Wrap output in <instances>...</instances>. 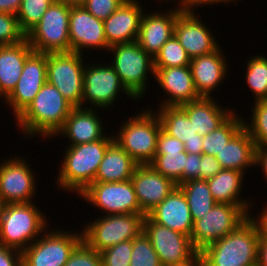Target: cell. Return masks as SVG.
<instances>
[{
  "label": "cell",
  "instance_id": "db71d44e",
  "mask_svg": "<svg viewBox=\"0 0 267 266\" xmlns=\"http://www.w3.org/2000/svg\"><path fill=\"white\" fill-rule=\"evenodd\" d=\"M163 1V0H162ZM166 1H175L179 2L177 3L178 6L184 7V8H189L191 0H166Z\"/></svg>",
  "mask_w": 267,
  "mask_h": 266
},
{
  "label": "cell",
  "instance_id": "d6a6232c",
  "mask_svg": "<svg viewBox=\"0 0 267 266\" xmlns=\"http://www.w3.org/2000/svg\"><path fill=\"white\" fill-rule=\"evenodd\" d=\"M188 201L193 222L208 213L217 203L209 190L207 180L193 179L178 185Z\"/></svg>",
  "mask_w": 267,
  "mask_h": 266
},
{
  "label": "cell",
  "instance_id": "3957f363",
  "mask_svg": "<svg viewBox=\"0 0 267 266\" xmlns=\"http://www.w3.org/2000/svg\"><path fill=\"white\" fill-rule=\"evenodd\" d=\"M114 141L113 134L101 140L79 145H69L64 151V159L57 175V187L65 191L81 194L95 181L99 165L108 146Z\"/></svg>",
  "mask_w": 267,
  "mask_h": 266
},
{
  "label": "cell",
  "instance_id": "4dcf8cb0",
  "mask_svg": "<svg viewBox=\"0 0 267 266\" xmlns=\"http://www.w3.org/2000/svg\"><path fill=\"white\" fill-rule=\"evenodd\" d=\"M139 164L114 140L107 148L94 182H122L131 179Z\"/></svg>",
  "mask_w": 267,
  "mask_h": 266
},
{
  "label": "cell",
  "instance_id": "f907efd6",
  "mask_svg": "<svg viewBox=\"0 0 267 266\" xmlns=\"http://www.w3.org/2000/svg\"><path fill=\"white\" fill-rule=\"evenodd\" d=\"M237 2L236 0H191L190 2V6H189V9L191 10H194L195 11V8H197L198 6H203L204 5H211V4H218V3H230V2ZM239 1V0H238Z\"/></svg>",
  "mask_w": 267,
  "mask_h": 266
},
{
  "label": "cell",
  "instance_id": "d6986e66",
  "mask_svg": "<svg viewBox=\"0 0 267 266\" xmlns=\"http://www.w3.org/2000/svg\"><path fill=\"white\" fill-rule=\"evenodd\" d=\"M172 10L164 12L144 11L141 21L137 42L152 58L160 51L162 46L174 35V25L178 15L185 9L175 5ZM167 11V12H166Z\"/></svg>",
  "mask_w": 267,
  "mask_h": 266
},
{
  "label": "cell",
  "instance_id": "ab89813d",
  "mask_svg": "<svg viewBox=\"0 0 267 266\" xmlns=\"http://www.w3.org/2000/svg\"><path fill=\"white\" fill-rule=\"evenodd\" d=\"M26 40L15 14L0 12V46L14 45Z\"/></svg>",
  "mask_w": 267,
  "mask_h": 266
},
{
  "label": "cell",
  "instance_id": "83f0119b",
  "mask_svg": "<svg viewBox=\"0 0 267 266\" xmlns=\"http://www.w3.org/2000/svg\"><path fill=\"white\" fill-rule=\"evenodd\" d=\"M214 98L201 97L196 101L180 105L186 112L195 132L201 136L220 127L235 112L228 106L224 109Z\"/></svg>",
  "mask_w": 267,
  "mask_h": 266
},
{
  "label": "cell",
  "instance_id": "60d3db41",
  "mask_svg": "<svg viewBox=\"0 0 267 266\" xmlns=\"http://www.w3.org/2000/svg\"><path fill=\"white\" fill-rule=\"evenodd\" d=\"M132 240L120 242L100 252L102 266H130Z\"/></svg>",
  "mask_w": 267,
  "mask_h": 266
},
{
  "label": "cell",
  "instance_id": "b9f144b4",
  "mask_svg": "<svg viewBox=\"0 0 267 266\" xmlns=\"http://www.w3.org/2000/svg\"><path fill=\"white\" fill-rule=\"evenodd\" d=\"M64 266H102L101 255L82 241L71 253Z\"/></svg>",
  "mask_w": 267,
  "mask_h": 266
},
{
  "label": "cell",
  "instance_id": "7bdbcfd3",
  "mask_svg": "<svg viewBox=\"0 0 267 266\" xmlns=\"http://www.w3.org/2000/svg\"><path fill=\"white\" fill-rule=\"evenodd\" d=\"M125 0H85L83 7L99 20H106Z\"/></svg>",
  "mask_w": 267,
  "mask_h": 266
},
{
  "label": "cell",
  "instance_id": "2e32d148",
  "mask_svg": "<svg viewBox=\"0 0 267 266\" xmlns=\"http://www.w3.org/2000/svg\"><path fill=\"white\" fill-rule=\"evenodd\" d=\"M23 159L10 156L0 163V197L6 204L33 202L36 196L33 170Z\"/></svg>",
  "mask_w": 267,
  "mask_h": 266
},
{
  "label": "cell",
  "instance_id": "4316f807",
  "mask_svg": "<svg viewBox=\"0 0 267 266\" xmlns=\"http://www.w3.org/2000/svg\"><path fill=\"white\" fill-rule=\"evenodd\" d=\"M162 130L171 137L184 143L187 153L202 154L203 136L195 132L186 112L180 106L157 107Z\"/></svg>",
  "mask_w": 267,
  "mask_h": 266
},
{
  "label": "cell",
  "instance_id": "cb8c5ba5",
  "mask_svg": "<svg viewBox=\"0 0 267 266\" xmlns=\"http://www.w3.org/2000/svg\"><path fill=\"white\" fill-rule=\"evenodd\" d=\"M96 111V108L73 107L63 127L54 137L64 135L70 140L69 145L101 140L105 136V126L103 127V120Z\"/></svg>",
  "mask_w": 267,
  "mask_h": 266
},
{
  "label": "cell",
  "instance_id": "44dd1931",
  "mask_svg": "<svg viewBox=\"0 0 267 266\" xmlns=\"http://www.w3.org/2000/svg\"><path fill=\"white\" fill-rule=\"evenodd\" d=\"M153 78L168 96L158 107L180 106L201 98L195 89L190 66L154 68Z\"/></svg>",
  "mask_w": 267,
  "mask_h": 266
},
{
  "label": "cell",
  "instance_id": "7c38bea8",
  "mask_svg": "<svg viewBox=\"0 0 267 266\" xmlns=\"http://www.w3.org/2000/svg\"><path fill=\"white\" fill-rule=\"evenodd\" d=\"M130 99L135 98L122 84L118 74L110 64H85L83 79L82 107L105 109L114 106L120 92Z\"/></svg>",
  "mask_w": 267,
  "mask_h": 266
},
{
  "label": "cell",
  "instance_id": "f1b7e54d",
  "mask_svg": "<svg viewBox=\"0 0 267 266\" xmlns=\"http://www.w3.org/2000/svg\"><path fill=\"white\" fill-rule=\"evenodd\" d=\"M256 147L249 132L243 127L225 146L215 155L223 169H233L242 173L255 166ZM246 170V171H245Z\"/></svg>",
  "mask_w": 267,
  "mask_h": 266
},
{
  "label": "cell",
  "instance_id": "5bb4252c",
  "mask_svg": "<svg viewBox=\"0 0 267 266\" xmlns=\"http://www.w3.org/2000/svg\"><path fill=\"white\" fill-rule=\"evenodd\" d=\"M143 232L151 241L162 266H173L191 259L198 251L192 246L190 237L153 222L147 215Z\"/></svg>",
  "mask_w": 267,
  "mask_h": 266
},
{
  "label": "cell",
  "instance_id": "6da1fadb",
  "mask_svg": "<svg viewBox=\"0 0 267 266\" xmlns=\"http://www.w3.org/2000/svg\"><path fill=\"white\" fill-rule=\"evenodd\" d=\"M267 231V206L236 230L206 246L200 253L206 266H256L258 244Z\"/></svg>",
  "mask_w": 267,
  "mask_h": 266
},
{
  "label": "cell",
  "instance_id": "8992f818",
  "mask_svg": "<svg viewBox=\"0 0 267 266\" xmlns=\"http://www.w3.org/2000/svg\"><path fill=\"white\" fill-rule=\"evenodd\" d=\"M112 53L110 65L118 74L127 91L140 100L146 95L148 72L154 76L153 58L140 47L137 41L115 44L109 47Z\"/></svg>",
  "mask_w": 267,
  "mask_h": 266
},
{
  "label": "cell",
  "instance_id": "836d02e7",
  "mask_svg": "<svg viewBox=\"0 0 267 266\" xmlns=\"http://www.w3.org/2000/svg\"><path fill=\"white\" fill-rule=\"evenodd\" d=\"M243 116L234 112L220 127L203 136L202 154L215 156L244 127Z\"/></svg>",
  "mask_w": 267,
  "mask_h": 266
},
{
  "label": "cell",
  "instance_id": "603a6c76",
  "mask_svg": "<svg viewBox=\"0 0 267 266\" xmlns=\"http://www.w3.org/2000/svg\"><path fill=\"white\" fill-rule=\"evenodd\" d=\"M221 50L219 47L212 53L191 58L189 66L200 97L212 98L213 91L228 77V62Z\"/></svg>",
  "mask_w": 267,
  "mask_h": 266
},
{
  "label": "cell",
  "instance_id": "30bf717a",
  "mask_svg": "<svg viewBox=\"0 0 267 266\" xmlns=\"http://www.w3.org/2000/svg\"><path fill=\"white\" fill-rule=\"evenodd\" d=\"M77 52L47 53V82L73 106L82 107L85 62Z\"/></svg>",
  "mask_w": 267,
  "mask_h": 266
},
{
  "label": "cell",
  "instance_id": "7dc6e473",
  "mask_svg": "<svg viewBox=\"0 0 267 266\" xmlns=\"http://www.w3.org/2000/svg\"><path fill=\"white\" fill-rule=\"evenodd\" d=\"M261 166L263 171V176L267 179V145L256 148L255 153V166Z\"/></svg>",
  "mask_w": 267,
  "mask_h": 266
},
{
  "label": "cell",
  "instance_id": "ffe728a7",
  "mask_svg": "<svg viewBox=\"0 0 267 266\" xmlns=\"http://www.w3.org/2000/svg\"><path fill=\"white\" fill-rule=\"evenodd\" d=\"M141 211L147 215L176 187L172 180L157 172L150 164L138 165L131 177Z\"/></svg>",
  "mask_w": 267,
  "mask_h": 266
},
{
  "label": "cell",
  "instance_id": "bcb514c9",
  "mask_svg": "<svg viewBox=\"0 0 267 266\" xmlns=\"http://www.w3.org/2000/svg\"><path fill=\"white\" fill-rule=\"evenodd\" d=\"M0 266H22V252L0 245Z\"/></svg>",
  "mask_w": 267,
  "mask_h": 266
},
{
  "label": "cell",
  "instance_id": "ba28073f",
  "mask_svg": "<svg viewBox=\"0 0 267 266\" xmlns=\"http://www.w3.org/2000/svg\"><path fill=\"white\" fill-rule=\"evenodd\" d=\"M145 214L102 215L82 229L83 241L99 253L143 232Z\"/></svg>",
  "mask_w": 267,
  "mask_h": 266
},
{
  "label": "cell",
  "instance_id": "f35d334b",
  "mask_svg": "<svg viewBox=\"0 0 267 266\" xmlns=\"http://www.w3.org/2000/svg\"><path fill=\"white\" fill-rule=\"evenodd\" d=\"M130 266H162L159 256L144 232L132 240Z\"/></svg>",
  "mask_w": 267,
  "mask_h": 266
},
{
  "label": "cell",
  "instance_id": "7a4b0ae2",
  "mask_svg": "<svg viewBox=\"0 0 267 266\" xmlns=\"http://www.w3.org/2000/svg\"><path fill=\"white\" fill-rule=\"evenodd\" d=\"M73 106L60 91L46 82L30 105L16 118L17 126L27 137L54 138L63 127ZM22 128V129H21Z\"/></svg>",
  "mask_w": 267,
  "mask_h": 266
},
{
  "label": "cell",
  "instance_id": "f6af8a7d",
  "mask_svg": "<svg viewBox=\"0 0 267 266\" xmlns=\"http://www.w3.org/2000/svg\"><path fill=\"white\" fill-rule=\"evenodd\" d=\"M201 155L187 153L186 167L183 172V183L188 180L200 179Z\"/></svg>",
  "mask_w": 267,
  "mask_h": 266
},
{
  "label": "cell",
  "instance_id": "7402d4cb",
  "mask_svg": "<svg viewBox=\"0 0 267 266\" xmlns=\"http://www.w3.org/2000/svg\"><path fill=\"white\" fill-rule=\"evenodd\" d=\"M138 0H125L104 23L108 46L137 41L141 17L144 13Z\"/></svg>",
  "mask_w": 267,
  "mask_h": 266
},
{
  "label": "cell",
  "instance_id": "9a60e30c",
  "mask_svg": "<svg viewBox=\"0 0 267 266\" xmlns=\"http://www.w3.org/2000/svg\"><path fill=\"white\" fill-rule=\"evenodd\" d=\"M46 82L47 54L33 51L24 63L16 87L5 98V104L13 110L14 119L30 105Z\"/></svg>",
  "mask_w": 267,
  "mask_h": 266
},
{
  "label": "cell",
  "instance_id": "484cf974",
  "mask_svg": "<svg viewBox=\"0 0 267 266\" xmlns=\"http://www.w3.org/2000/svg\"><path fill=\"white\" fill-rule=\"evenodd\" d=\"M186 158L184 143L161 129L157 138L155 158L150 165L178 186L183 183Z\"/></svg>",
  "mask_w": 267,
  "mask_h": 266
},
{
  "label": "cell",
  "instance_id": "816d5d0a",
  "mask_svg": "<svg viewBox=\"0 0 267 266\" xmlns=\"http://www.w3.org/2000/svg\"><path fill=\"white\" fill-rule=\"evenodd\" d=\"M173 266H206V265L202 254L200 252H197L191 259Z\"/></svg>",
  "mask_w": 267,
  "mask_h": 266
},
{
  "label": "cell",
  "instance_id": "8fae6325",
  "mask_svg": "<svg viewBox=\"0 0 267 266\" xmlns=\"http://www.w3.org/2000/svg\"><path fill=\"white\" fill-rule=\"evenodd\" d=\"M45 231L22 251V266H64L74 249L83 241L80 233L65 230Z\"/></svg>",
  "mask_w": 267,
  "mask_h": 266
},
{
  "label": "cell",
  "instance_id": "f546056e",
  "mask_svg": "<svg viewBox=\"0 0 267 266\" xmlns=\"http://www.w3.org/2000/svg\"><path fill=\"white\" fill-rule=\"evenodd\" d=\"M33 52L28 40L0 46V92L7 97L16 87L27 57Z\"/></svg>",
  "mask_w": 267,
  "mask_h": 266
},
{
  "label": "cell",
  "instance_id": "5b68a950",
  "mask_svg": "<svg viewBox=\"0 0 267 266\" xmlns=\"http://www.w3.org/2000/svg\"><path fill=\"white\" fill-rule=\"evenodd\" d=\"M142 110L135 117L123 121L114 140L139 165L150 164L156 153L157 138L162 126L157 113Z\"/></svg>",
  "mask_w": 267,
  "mask_h": 266
},
{
  "label": "cell",
  "instance_id": "f5cc1de1",
  "mask_svg": "<svg viewBox=\"0 0 267 266\" xmlns=\"http://www.w3.org/2000/svg\"><path fill=\"white\" fill-rule=\"evenodd\" d=\"M70 7L83 6L85 0H55Z\"/></svg>",
  "mask_w": 267,
  "mask_h": 266
},
{
  "label": "cell",
  "instance_id": "8d00e7d4",
  "mask_svg": "<svg viewBox=\"0 0 267 266\" xmlns=\"http://www.w3.org/2000/svg\"><path fill=\"white\" fill-rule=\"evenodd\" d=\"M251 122L244 120V128L254 140L255 147L260 148L267 145V100L253 102Z\"/></svg>",
  "mask_w": 267,
  "mask_h": 266
},
{
  "label": "cell",
  "instance_id": "681fc988",
  "mask_svg": "<svg viewBox=\"0 0 267 266\" xmlns=\"http://www.w3.org/2000/svg\"><path fill=\"white\" fill-rule=\"evenodd\" d=\"M22 0H0V12L15 14L21 6Z\"/></svg>",
  "mask_w": 267,
  "mask_h": 266
},
{
  "label": "cell",
  "instance_id": "d4e9b609",
  "mask_svg": "<svg viewBox=\"0 0 267 266\" xmlns=\"http://www.w3.org/2000/svg\"><path fill=\"white\" fill-rule=\"evenodd\" d=\"M147 216L157 224L191 236L194 222L186 196L178 186Z\"/></svg>",
  "mask_w": 267,
  "mask_h": 266
},
{
  "label": "cell",
  "instance_id": "11a10c76",
  "mask_svg": "<svg viewBox=\"0 0 267 266\" xmlns=\"http://www.w3.org/2000/svg\"><path fill=\"white\" fill-rule=\"evenodd\" d=\"M6 203L4 202V200L0 197V217L2 215V212L4 210Z\"/></svg>",
  "mask_w": 267,
  "mask_h": 266
},
{
  "label": "cell",
  "instance_id": "ee69618b",
  "mask_svg": "<svg viewBox=\"0 0 267 266\" xmlns=\"http://www.w3.org/2000/svg\"><path fill=\"white\" fill-rule=\"evenodd\" d=\"M221 164L215 156L209 154H201L200 179L207 180L214 177L222 170Z\"/></svg>",
  "mask_w": 267,
  "mask_h": 266
},
{
  "label": "cell",
  "instance_id": "9c48e42d",
  "mask_svg": "<svg viewBox=\"0 0 267 266\" xmlns=\"http://www.w3.org/2000/svg\"><path fill=\"white\" fill-rule=\"evenodd\" d=\"M71 7L54 1L41 20L26 34L31 48L39 53L72 52L69 38Z\"/></svg>",
  "mask_w": 267,
  "mask_h": 266
},
{
  "label": "cell",
  "instance_id": "9f6ffc18",
  "mask_svg": "<svg viewBox=\"0 0 267 266\" xmlns=\"http://www.w3.org/2000/svg\"><path fill=\"white\" fill-rule=\"evenodd\" d=\"M1 97H3L2 99L5 101V96L0 92V99H1Z\"/></svg>",
  "mask_w": 267,
  "mask_h": 266
},
{
  "label": "cell",
  "instance_id": "52a82bcc",
  "mask_svg": "<svg viewBox=\"0 0 267 266\" xmlns=\"http://www.w3.org/2000/svg\"><path fill=\"white\" fill-rule=\"evenodd\" d=\"M250 208L251 205L216 203L202 218L194 221L190 236L192 246L201 252L206 246L230 234L251 216Z\"/></svg>",
  "mask_w": 267,
  "mask_h": 266
},
{
  "label": "cell",
  "instance_id": "4fadbf2b",
  "mask_svg": "<svg viewBox=\"0 0 267 266\" xmlns=\"http://www.w3.org/2000/svg\"><path fill=\"white\" fill-rule=\"evenodd\" d=\"M78 196L104 212L103 215L144 214L131 179L122 182H93Z\"/></svg>",
  "mask_w": 267,
  "mask_h": 266
},
{
  "label": "cell",
  "instance_id": "d590c367",
  "mask_svg": "<svg viewBox=\"0 0 267 266\" xmlns=\"http://www.w3.org/2000/svg\"><path fill=\"white\" fill-rule=\"evenodd\" d=\"M191 58L173 35L153 58L154 68L189 66Z\"/></svg>",
  "mask_w": 267,
  "mask_h": 266
},
{
  "label": "cell",
  "instance_id": "e0dca14e",
  "mask_svg": "<svg viewBox=\"0 0 267 266\" xmlns=\"http://www.w3.org/2000/svg\"><path fill=\"white\" fill-rule=\"evenodd\" d=\"M174 36L190 58L212 53L220 47L212 31L196 12L189 8H185L178 15L174 25Z\"/></svg>",
  "mask_w": 267,
  "mask_h": 266
},
{
  "label": "cell",
  "instance_id": "277c9868",
  "mask_svg": "<svg viewBox=\"0 0 267 266\" xmlns=\"http://www.w3.org/2000/svg\"><path fill=\"white\" fill-rule=\"evenodd\" d=\"M41 211L34 202L6 204L0 217V245L21 252L29 247L49 229Z\"/></svg>",
  "mask_w": 267,
  "mask_h": 266
},
{
  "label": "cell",
  "instance_id": "e575fe53",
  "mask_svg": "<svg viewBox=\"0 0 267 266\" xmlns=\"http://www.w3.org/2000/svg\"><path fill=\"white\" fill-rule=\"evenodd\" d=\"M246 70V83L254 94V101L267 100V58L257 55L248 60Z\"/></svg>",
  "mask_w": 267,
  "mask_h": 266
},
{
  "label": "cell",
  "instance_id": "ac0fdd59",
  "mask_svg": "<svg viewBox=\"0 0 267 266\" xmlns=\"http://www.w3.org/2000/svg\"><path fill=\"white\" fill-rule=\"evenodd\" d=\"M69 38L73 52L82 54L84 50L96 48L109 50L103 21L95 18L83 6L71 7Z\"/></svg>",
  "mask_w": 267,
  "mask_h": 266
},
{
  "label": "cell",
  "instance_id": "c3c4849f",
  "mask_svg": "<svg viewBox=\"0 0 267 266\" xmlns=\"http://www.w3.org/2000/svg\"><path fill=\"white\" fill-rule=\"evenodd\" d=\"M257 266H267V231L259 240Z\"/></svg>",
  "mask_w": 267,
  "mask_h": 266
},
{
  "label": "cell",
  "instance_id": "74e56055",
  "mask_svg": "<svg viewBox=\"0 0 267 266\" xmlns=\"http://www.w3.org/2000/svg\"><path fill=\"white\" fill-rule=\"evenodd\" d=\"M55 0H22L16 13L21 29L27 34Z\"/></svg>",
  "mask_w": 267,
  "mask_h": 266
},
{
  "label": "cell",
  "instance_id": "1f68e13d",
  "mask_svg": "<svg viewBox=\"0 0 267 266\" xmlns=\"http://www.w3.org/2000/svg\"><path fill=\"white\" fill-rule=\"evenodd\" d=\"M245 173L233 169H222L214 177L207 179L209 190L217 203L230 205H251L249 199L239 198Z\"/></svg>",
  "mask_w": 267,
  "mask_h": 266
}]
</instances>
